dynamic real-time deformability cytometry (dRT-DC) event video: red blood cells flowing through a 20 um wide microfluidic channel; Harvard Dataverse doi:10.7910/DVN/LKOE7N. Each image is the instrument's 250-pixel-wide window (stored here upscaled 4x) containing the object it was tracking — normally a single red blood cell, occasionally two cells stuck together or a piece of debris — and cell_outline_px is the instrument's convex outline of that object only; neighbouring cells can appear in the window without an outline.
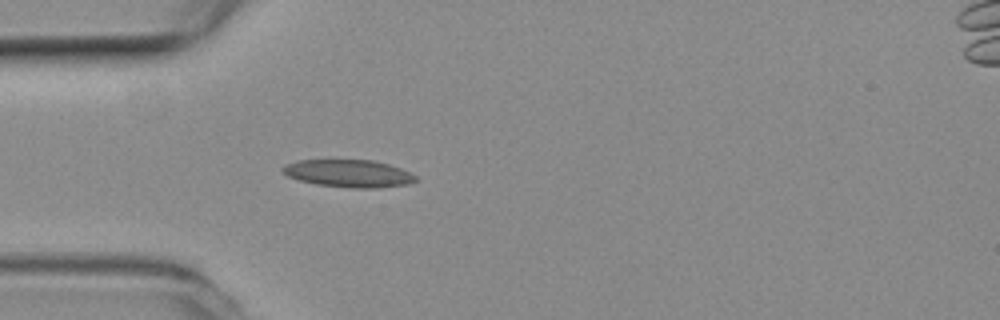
{"species": "common noctule bat (a hibernating species)", "species_latin": "Nyctalus noctula", "temperature_condition": "room temperature", "stored_images_in_passage": 1, "camera_frame_rate_fps": 3000, "um_per_image_px": 0.085, "animal": {"sex": "female", "body_mass_g": 19.3, "forearm_length_mm": 54.1}, "frame": {"image": 1, "passage_image": 1, "time_ms": 0.0, "image_size_px": [1000, 320], "cell_outline_px": [[416, 180], [408, 184], [380, 188], [352, 188], [316, 184], [300, 180], [288, 176], [280, 168], [284, 164], [300, 160], [372, 160], [388, 164], [400, 168], [416, 176]], "centroid_in_image_um": [29.62, 14.74], "position_along_channel_um": 55.4, "area_um2": 21.21}}